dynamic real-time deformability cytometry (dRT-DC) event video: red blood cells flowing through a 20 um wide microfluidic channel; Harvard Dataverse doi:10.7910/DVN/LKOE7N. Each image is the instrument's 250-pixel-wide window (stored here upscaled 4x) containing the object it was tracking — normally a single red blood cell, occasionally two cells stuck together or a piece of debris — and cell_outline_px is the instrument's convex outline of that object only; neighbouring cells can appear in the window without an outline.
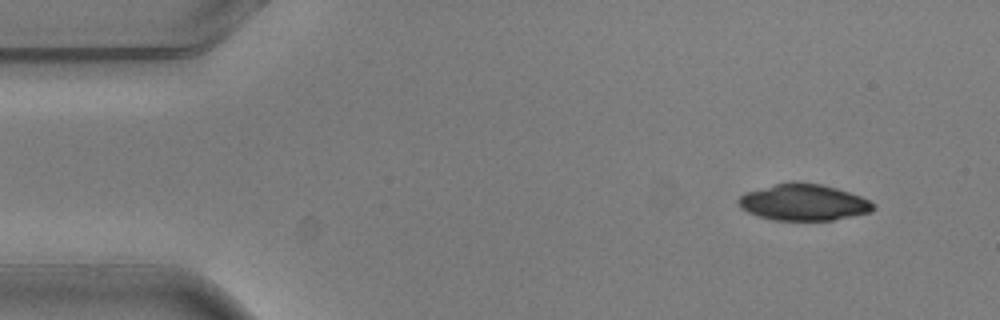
{"species": "common noctule bat (a hibernating species)", "species_latin": "Nyctalus noctula", "temperature_condition": "warm", "stored_images_in_passage": 5, "camera_frame_rate_fps": 3000, "um_per_image_px": 0.085, "animal": {"sex": "male", "body_mass_g": 20.5, "forearm_length_mm": 52.5}, "frame": {"image": 1, "passage_image": 1, "time_ms": 0.0, "image_size_px": [1000, 320], "cell_outline_px": [[876, 208], [872, 212], [832, 220], [772, 220], [748, 212], [740, 208], [736, 200], [744, 192], [792, 180], [796, 180], [820, 184], [836, 188], [860, 196], [876, 204]], "centroid_in_image_um": [68.29, 17.19], "position_along_channel_um": 16.7, "area_um2": 28.84}}